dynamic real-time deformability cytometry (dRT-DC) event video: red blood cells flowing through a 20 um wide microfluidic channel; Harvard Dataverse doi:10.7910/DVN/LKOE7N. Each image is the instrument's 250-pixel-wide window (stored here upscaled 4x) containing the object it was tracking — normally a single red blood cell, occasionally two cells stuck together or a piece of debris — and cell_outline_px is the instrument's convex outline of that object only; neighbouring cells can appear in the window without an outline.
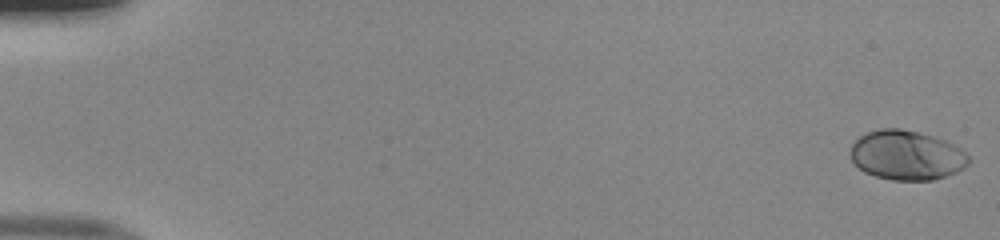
{"species": "human", "species_latin": "Homo sapiens", "temperature_condition": "room temperature", "stored_images_in_passage": 52, "camera_frame_rate_fps": 3000, "um_per_image_px": 0.085, "donor": {"sex": "male"}, "frame": {"image": 1, "passage_image": 1, "time_ms": 0.0, "image_size_px": [1000, 240], "cell_outline_px": [[972, 160], [964, 168], [956, 172], [932, 180], [892, 180], [876, 176], [864, 172], [852, 160], [848, 152], [852, 144], [860, 136], [868, 132], [880, 128], [900, 128], [932, 136], [944, 140], [952, 144], [964, 152]], "centroid_in_image_um": [77.04, 13.2], "position_along_channel_um": 8.0, "area_um2": 33.99}}
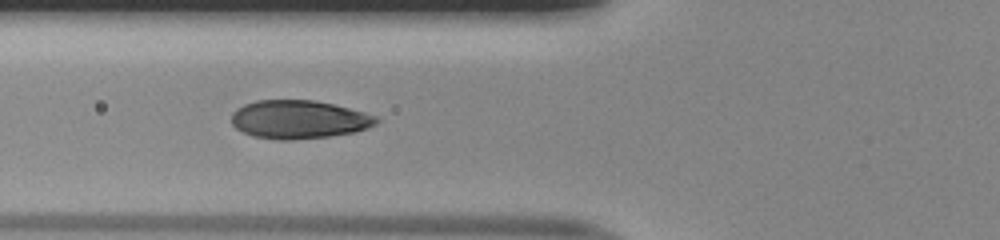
{"frame": {"image": 2, "passage_image": 21, "time_ms": 6.667, "image_size_px": [1000, 240], "cell_outline_px": [[380, 120], [376, 124], [368, 128], [352, 132], [328, 136], [292, 140], [276, 140], [252, 136], [236, 128], [232, 124], [232, 112], [236, 108], [244, 104], [256, 100], [312, 100], [332, 104], [364, 112], [376, 116]], "centroid_in_image_um": [25.37, 10.15], "position_along_channel_um": 100.4, "area_um2": 32.37}}
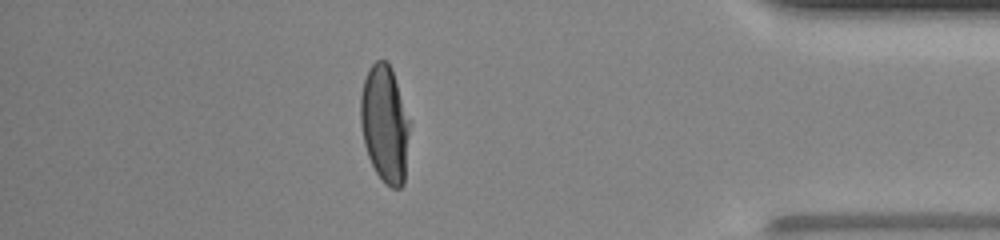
{"frame": {"image": 3, "passage_image": 46, "time_ms": 15.0, "image_size_px": [1000, 240], "cell_outline_px": [[408, 132], [404, 184], [400, 188], [392, 188], [376, 172], [368, 156], [364, 144], [360, 124], [360, 96], [364, 80], [368, 68], [376, 60], [388, 60], [392, 68], [408, 120]], "centroid_in_image_um": [32.67, 10.49], "position_along_channel_um": 402.5, "area_um2": 33.0}, "authors_computed_cell_mechanics": {"area_um2": 33.524, "velocity_mm_per_s": 4.0106, "shape_relaxation_time_tau1_ms": 4.9775, "shape_relaxation_time_tau2_ms": null, "deformation_change_tau1": 0.22, "deformation_change_tau2": null}}